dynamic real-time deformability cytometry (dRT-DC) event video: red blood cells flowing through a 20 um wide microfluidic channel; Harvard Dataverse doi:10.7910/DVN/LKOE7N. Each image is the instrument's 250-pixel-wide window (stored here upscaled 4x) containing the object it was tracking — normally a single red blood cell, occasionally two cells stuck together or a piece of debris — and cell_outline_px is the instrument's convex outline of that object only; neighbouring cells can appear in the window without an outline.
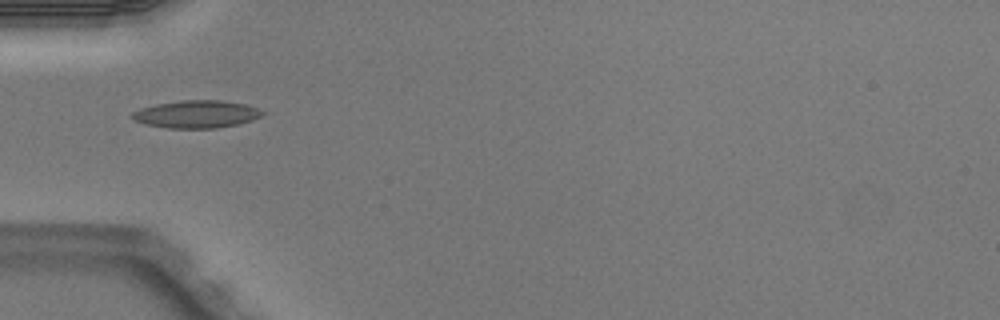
{"species": "Egyptian fruit bat (a non-hibernating species)", "species_latin": "Rousettus aegyptiacus", "temperature_condition": "warm", "stored_images_in_passage": 5, "camera_frame_rate_fps": 3000, "um_per_image_px": 0.085, "animal": {"sex": "male"}, "frame": {"image": 1, "passage_image": 4, "time_ms": 1.0, "image_size_px": [1000, 320], "cell_outline_px": [[264, 116], [252, 120], [236, 124], [216, 128], [168, 128], [144, 124], [132, 120], [132, 112], [140, 108], [156, 104], [180, 100], [220, 100], [244, 104], [256, 108], [264, 112]], "centroid_in_image_um": [16.67, 9.7], "position_along_channel_um": 68.3, "area_um2": 20.92}}